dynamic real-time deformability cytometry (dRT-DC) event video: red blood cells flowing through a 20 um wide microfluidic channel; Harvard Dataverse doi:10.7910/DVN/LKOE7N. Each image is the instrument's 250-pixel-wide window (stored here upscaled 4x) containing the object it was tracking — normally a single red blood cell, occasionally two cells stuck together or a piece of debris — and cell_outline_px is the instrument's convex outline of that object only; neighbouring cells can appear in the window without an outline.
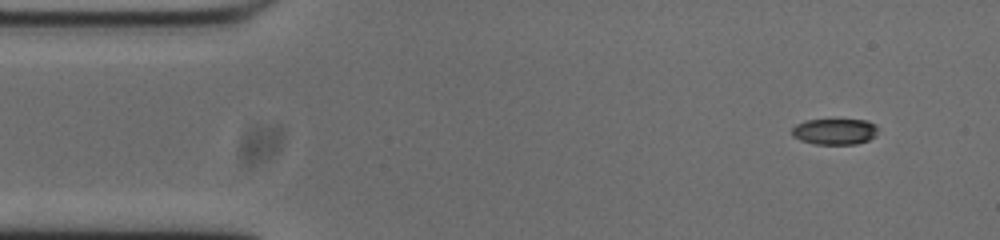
{"species": "common noctule bat (a hibernating species)", "species_latin": "Nyctalus noctula", "temperature_condition": "cold", "stored_images_in_passage": 50, "camera_frame_rate_fps": 3000, "um_per_image_px": 0.085, "animal": {"sex": "male", "body_mass_g": 20.0, "forearm_length_mm": 53.3}, "frame": {"image": 1, "passage_image": 1, "time_ms": 0.0, "image_size_px": [1000, 240], "cell_outline_px": [[876, 132], [868, 140], [856, 144], [816, 144], [800, 140], [792, 136], [792, 128], [796, 124], [804, 120], [868, 120], [876, 124]], "centroid_in_image_um": [70.91, 11.17], "position_along_channel_um": 14.1, "area_um2": 12.95}}
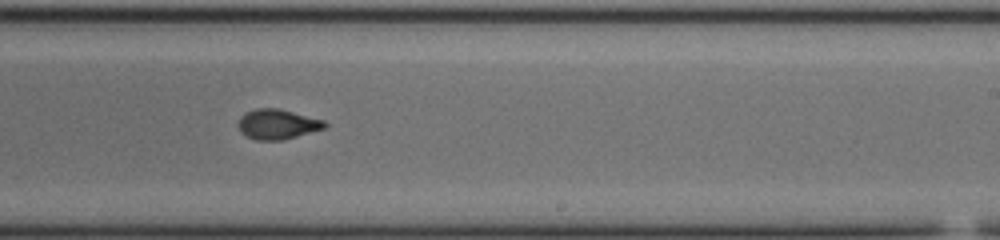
{"frame": {"image": 2, "passage_image": 28, "time_ms": 9.0, "image_size_px": [1000, 240], "cell_outline_px": [[328, 124], [324, 128], [284, 140], [256, 140], [240, 132], [236, 124], [240, 116], [244, 112], [256, 108], [276, 108], [324, 120]], "centroid_in_image_um": [23.53, 10.56], "position_along_channel_um": 265.5, "area_um2": 15.14}}
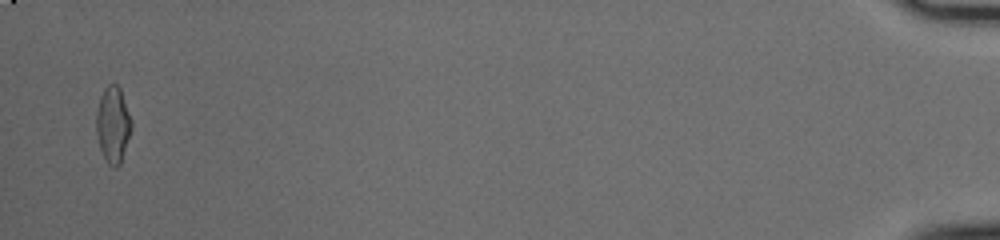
{"frame": {"image": 3, "passage_image": 49, "time_ms": 16.0, "image_size_px": [1000, 240], "cell_outline_px": [[132, 128], [120, 164], [116, 168], [108, 164], [100, 148], [96, 132], [96, 112], [100, 96], [108, 84], [116, 84], [120, 88], [132, 120]], "centroid_in_image_um": [9.6, 10.59], "position_along_channel_um": 425.6, "area_um2": 15.55}, "authors_computed_cell_mechanics": {"area_um2": 14.9702, "velocity_mm_per_s": 3.7436, "shape_relaxation_time_tau1_ms": 8.9604, "shape_relaxation_time_tau2_ms": 1.3871, "deformation_change_tau1": 0.2373, "deformation_change_tau2": 0.0716}}